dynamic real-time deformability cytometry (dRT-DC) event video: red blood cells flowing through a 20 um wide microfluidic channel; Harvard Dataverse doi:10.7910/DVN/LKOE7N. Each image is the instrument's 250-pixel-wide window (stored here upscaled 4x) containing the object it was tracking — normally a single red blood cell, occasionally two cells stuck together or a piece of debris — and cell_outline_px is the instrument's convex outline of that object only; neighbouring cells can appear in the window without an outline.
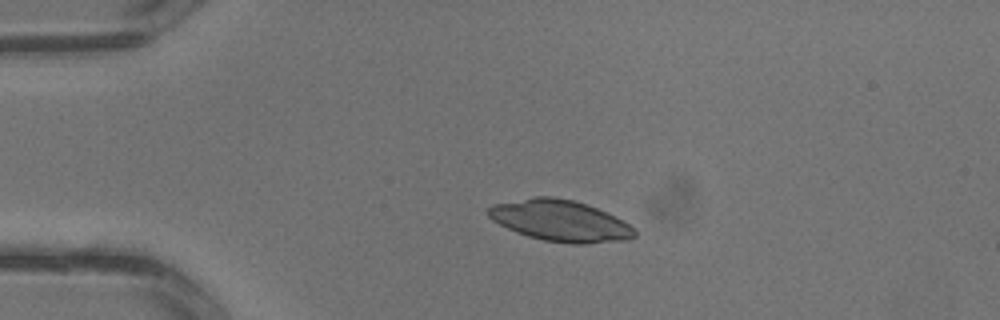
{"species": "common noctule bat (a hibernating species)", "species_latin": "Nyctalus noctula", "temperature_condition": "warm", "stored_images_in_passage": 3, "camera_frame_rate_fps": 3000, "um_per_image_px": 0.085, "animal": {"sex": "male", "body_mass_g": 13.3}, "frame": {"image": 1, "passage_image": 3, "time_ms": 0.667, "image_size_px": [1000, 320], "cell_outline_px": [[636, 236], [628, 240], [584, 244], [576, 244], [544, 240], [528, 236], [516, 232], [492, 220], [488, 216], [488, 208], [492, 204], [536, 196], [552, 196], [572, 200], [596, 208], [616, 216], [624, 220], [636, 228]], "centroid_in_image_um": [47.66, 18.76], "position_along_channel_um": 37.3, "area_um2": 35.2}}